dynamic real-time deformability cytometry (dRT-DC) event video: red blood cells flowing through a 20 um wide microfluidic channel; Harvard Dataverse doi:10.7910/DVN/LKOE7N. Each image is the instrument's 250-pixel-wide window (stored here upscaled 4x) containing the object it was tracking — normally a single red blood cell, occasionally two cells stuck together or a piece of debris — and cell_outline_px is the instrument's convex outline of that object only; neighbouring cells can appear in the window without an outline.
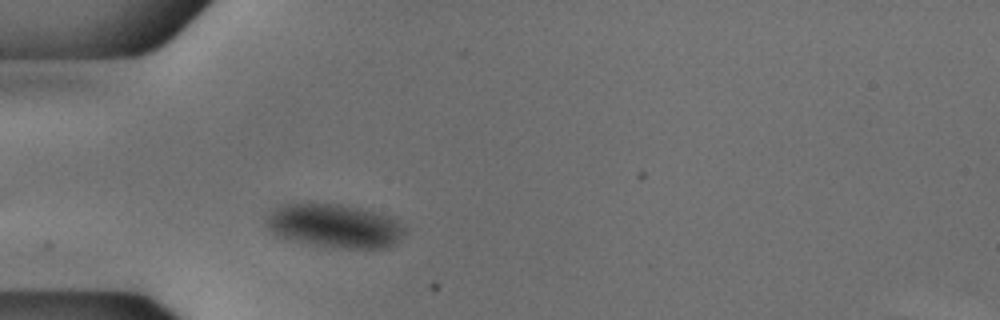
{"species": "common noctule bat (a hibernating species)", "species_latin": "Nyctalus noctula", "temperature_condition": "cold", "stored_images_in_passage": 34, "camera_frame_rate_fps": 3000, "um_per_image_px": 0.085, "animal": {"sex": "male", "body_mass_g": 18.8}, "frame": {"image": 1, "passage_image": 5, "time_ms": 1.333, "image_size_px": [1000, 320], "cell_outline_px": [[404, 232], [400, 240], [396, 244], [388, 248], [344, 248], [312, 244], [292, 240], [276, 236], [264, 224], [268, 216], [276, 208], [284, 204], [340, 204], [388, 216], [396, 220], [404, 228]], "centroid_in_image_um": [28.43, 19.22], "position_along_channel_um": 56.6, "area_um2": 34.74}}
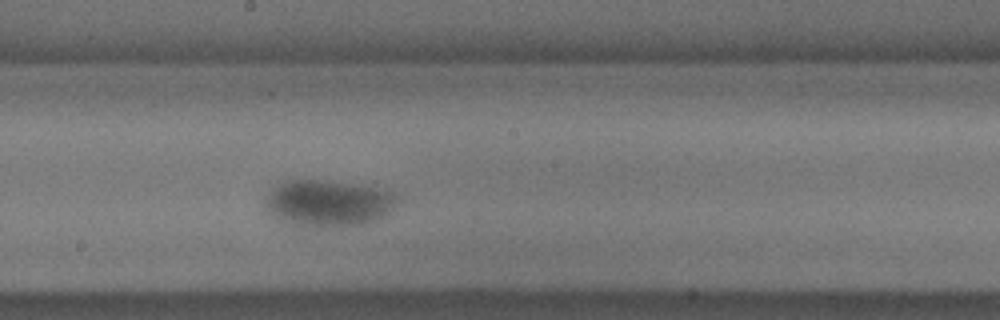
{"frame": {"image": 2, "passage_image": 19, "time_ms": 6.0, "image_size_px": [1000, 320], "cell_outline_px": [[400, 196], [392, 208], [388, 212], [376, 220], [364, 224], [288, 224], [280, 220], [264, 204], [264, 200], [272, 188], [288, 180], [304, 176], [372, 188], [392, 192]], "centroid_in_image_um": [27.85, 17.2], "position_along_channel_um": 220.3, "area_um2": 34.91}}
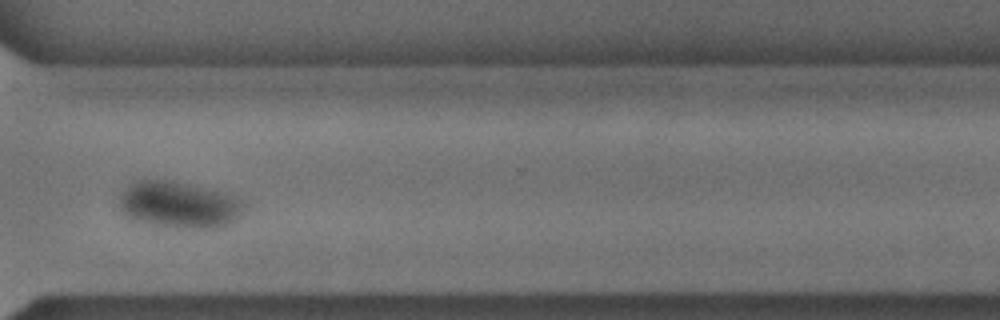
{"frame": {"image": 3, "passage_image": 30, "time_ms": 9.667, "image_size_px": [1000, 320], "cell_outline_px": [[248, 204], [240, 216], [236, 220], [220, 228], [168, 228], [128, 220], [120, 212], [120, 196], [124, 188], [136, 180], [168, 180], [188, 184], [224, 192]], "centroid_in_image_um": [15.18, 17.44], "position_along_channel_um": 355.4, "area_um2": 34.56}}